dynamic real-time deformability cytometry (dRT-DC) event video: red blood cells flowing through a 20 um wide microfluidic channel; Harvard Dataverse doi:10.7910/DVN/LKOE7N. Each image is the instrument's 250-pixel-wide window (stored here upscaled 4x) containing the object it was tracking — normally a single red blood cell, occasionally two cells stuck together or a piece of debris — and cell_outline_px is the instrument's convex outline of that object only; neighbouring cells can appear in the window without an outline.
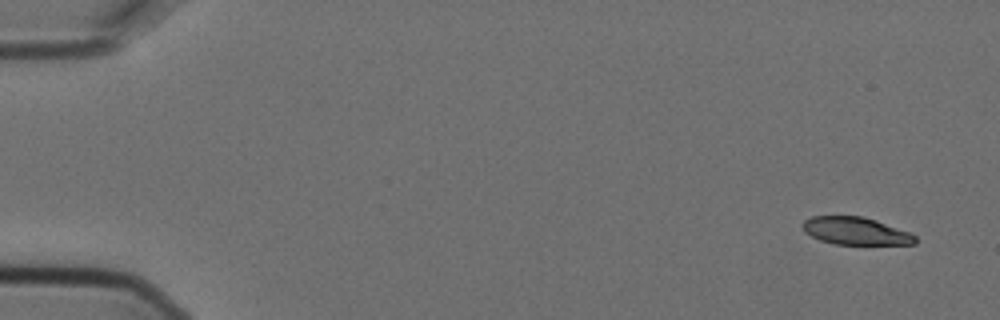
{"species": "Egyptian fruit bat (a non-hibernating species)", "species_latin": "Rousettus aegyptiacus", "temperature_condition": "cold", "stored_images_in_passage": 4, "camera_frame_rate_fps": 3000, "um_per_image_px": 0.085, "animal": {"sex": "female"}, "frame": {"image": 1, "passage_image": 1, "time_ms": 0.0, "image_size_px": [1000, 320], "cell_outline_px": [[916, 244], [836, 244], [820, 240], [804, 232], [800, 224], [804, 220], [812, 216], [864, 216], [876, 220], [908, 232], [916, 236]], "centroid_in_image_um": [72.69, 19.62], "position_along_channel_um": 12.3, "area_um2": 18.03}}